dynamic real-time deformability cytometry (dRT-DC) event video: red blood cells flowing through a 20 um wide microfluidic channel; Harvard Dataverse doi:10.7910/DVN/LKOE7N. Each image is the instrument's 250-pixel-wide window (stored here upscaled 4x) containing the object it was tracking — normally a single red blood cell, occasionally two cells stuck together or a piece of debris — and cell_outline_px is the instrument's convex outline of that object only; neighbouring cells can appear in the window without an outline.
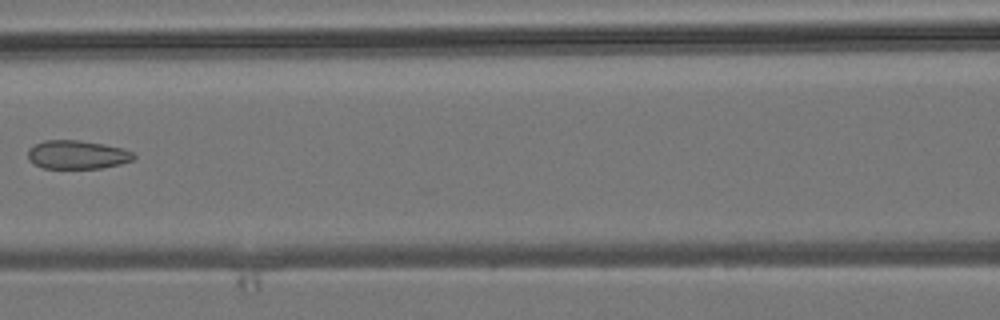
{"species": "common noctule bat (a hibernating species)", "species_latin": "Nyctalus noctula", "temperature_condition": "room temperature", "stored_images_in_passage": 6, "camera_frame_rate_fps": 3000, "um_per_image_px": 0.085, "animal": {"sex": "male", "body_mass_g": 19.2, "forearm_length_mm": 51.8}, "frame": {"image": 1, "passage_image": 6, "time_ms": 6.333, "image_size_px": [1000, 320], "cell_outline_px": [[136, 156], [132, 160], [120, 164], [104, 168], [44, 168], [32, 164], [28, 160], [28, 148], [44, 140], [80, 140], [104, 144], [120, 148], [132, 152]], "centroid_in_image_um": [6.53, 13.15], "position_along_channel_um": 160.1, "area_um2": 17.69}}